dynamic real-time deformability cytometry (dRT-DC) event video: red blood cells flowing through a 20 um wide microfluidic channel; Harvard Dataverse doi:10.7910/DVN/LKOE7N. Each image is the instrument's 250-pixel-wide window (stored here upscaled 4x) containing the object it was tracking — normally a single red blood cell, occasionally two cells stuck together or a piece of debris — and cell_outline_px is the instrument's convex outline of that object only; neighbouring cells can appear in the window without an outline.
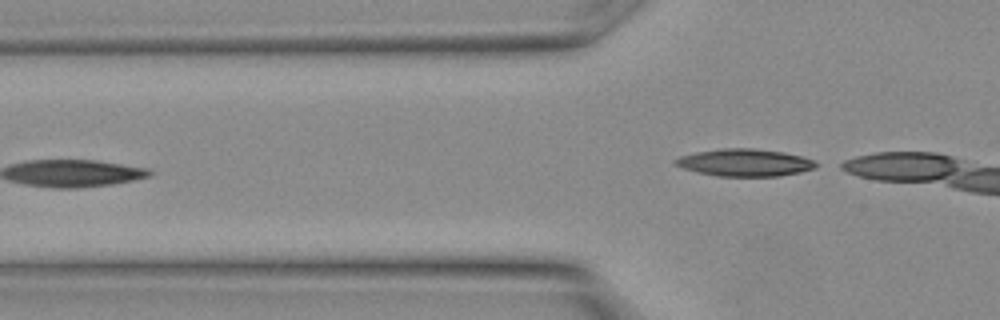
{"species": "Egyptian fruit bat (a non-hibernating species)", "species_latin": "Rousettus aegyptiacus", "temperature_condition": "warm", "stored_images_in_passage": 12, "camera_frame_rate_fps": 3000, "um_per_image_px": 0.085, "animal": {"sex": "female"}, "frame": {"image": 1, "passage_image": 12, "time_ms": 3.667, "image_size_px": [1000, 320], "cell_outline_px": [[816, 168], [800, 172], [780, 176], [716, 176], [696, 172], [684, 168], [676, 164], [672, 160], [680, 156], [696, 152], [720, 148], [752, 148], [784, 152], [816, 160]], "centroid_in_image_um": [63.31, 13.82], "position_along_channel_um": 62.5, "area_um2": 22.43}}